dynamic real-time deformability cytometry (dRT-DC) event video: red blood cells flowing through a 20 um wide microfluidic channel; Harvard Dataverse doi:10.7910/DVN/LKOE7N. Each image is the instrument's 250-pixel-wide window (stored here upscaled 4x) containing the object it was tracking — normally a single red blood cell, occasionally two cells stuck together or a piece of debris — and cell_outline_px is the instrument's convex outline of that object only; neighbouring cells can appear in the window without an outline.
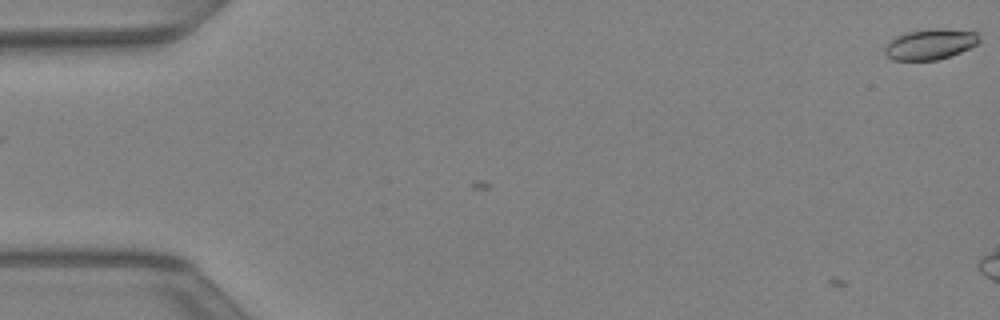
{"species": "Egyptian fruit bat (a non-hibernating species)", "species_latin": "Rousettus aegyptiacus", "temperature_condition": "warm", "stored_images_in_passage": 3, "camera_frame_rate_fps": 3000, "um_per_image_px": 0.085, "animal": {"sex": "female"}, "frame": {"image": 1, "passage_image": 3, "time_ms": 0.667, "image_size_px": [1000, 320], "cell_outline_px": [[980, 40], [976, 44], [960, 52], [936, 60], [892, 60], [884, 52], [884, 48], [896, 36], [908, 32], [928, 28], [948, 28], [980, 32]], "centroid_in_image_um": [79.11, 3.73], "position_along_channel_um": 5.9, "area_um2": 16.88}}